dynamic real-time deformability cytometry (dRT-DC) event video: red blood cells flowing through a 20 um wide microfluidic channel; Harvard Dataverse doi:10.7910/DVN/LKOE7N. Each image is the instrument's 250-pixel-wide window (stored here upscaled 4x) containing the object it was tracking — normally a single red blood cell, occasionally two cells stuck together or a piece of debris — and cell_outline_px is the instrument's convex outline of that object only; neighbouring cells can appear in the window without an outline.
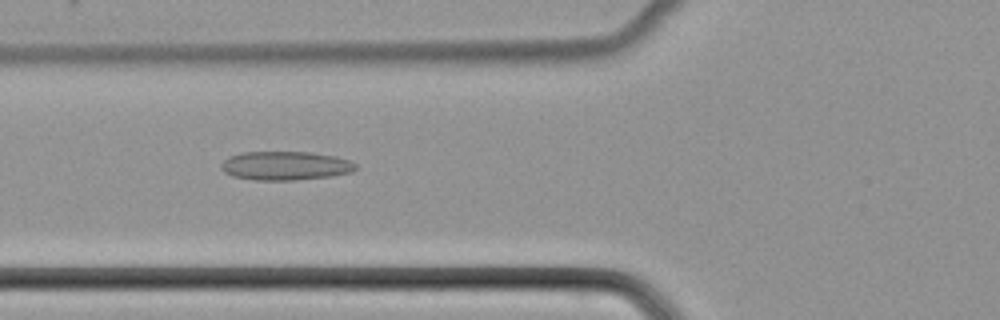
{"species": "common noctule bat (a hibernating species)", "species_latin": "Nyctalus noctula", "temperature_condition": "cold", "stored_images_in_passage": 14, "camera_frame_rate_fps": 3000, "um_per_image_px": 0.085, "animal": {"sex": "female", "body_mass_g": 22.7, "forearm_length_mm": 54.2}, "frame": {"image": 1, "passage_image": 6, "time_ms": 1.667, "image_size_px": [1000, 320], "cell_outline_px": [[356, 168], [352, 172], [332, 176], [296, 180], [256, 180], [232, 176], [224, 172], [220, 168], [220, 164], [228, 156], [240, 152], [312, 152], [336, 156], [348, 160], [356, 164]], "centroid_in_image_um": [24.23, 14.08], "position_along_channel_um": 101.6, "area_um2": 22.77}}
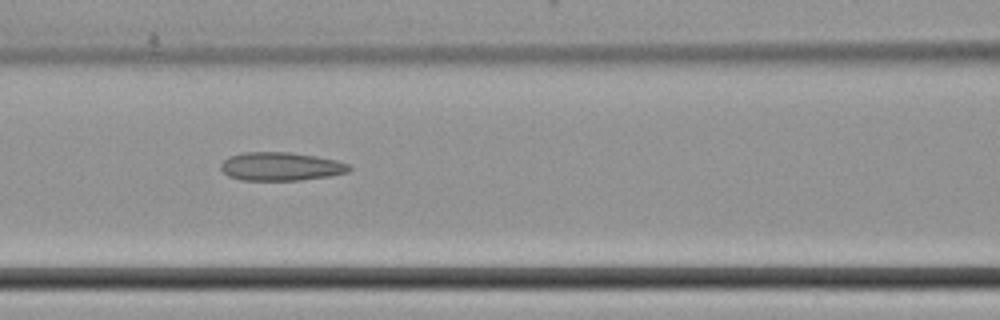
{"frame": {"image": 2, "passage_image": 9, "time_ms": 2.667, "image_size_px": [1000, 320], "cell_outline_px": [[352, 168], [348, 172], [328, 176], [300, 180], [240, 180], [228, 176], [220, 168], [220, 164], [228, 156], [244, 152], [288, 152], [316, 156], [336, 160], [348, 164]], "centroid_in_image_um": [23.84, 14.14], "position_along_channel_um": 142.8, "area_um2": 21.27}}
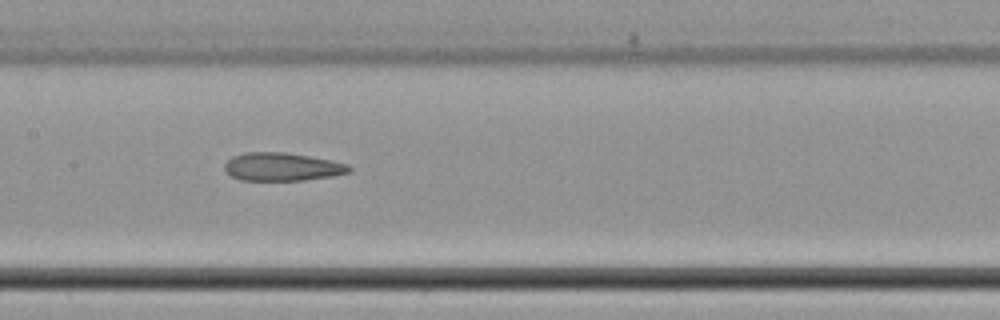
{"frame": {"image": 3, "passage_image": 12, "time_ms": 3.667, "image_size_px": [1000, 320], "cell_outline_px": [[352, 172], [332, 176], [304, 180], [240, 180], [224, 172], [224, 164], [232, 156], [244, 152], [284, 152], [332, 160], [348, 164], [352, 168]], "centroid_in_image_um": [23.97, 14.17], "position_along_channel_um": 183.4, "area_um2": 20.58}}